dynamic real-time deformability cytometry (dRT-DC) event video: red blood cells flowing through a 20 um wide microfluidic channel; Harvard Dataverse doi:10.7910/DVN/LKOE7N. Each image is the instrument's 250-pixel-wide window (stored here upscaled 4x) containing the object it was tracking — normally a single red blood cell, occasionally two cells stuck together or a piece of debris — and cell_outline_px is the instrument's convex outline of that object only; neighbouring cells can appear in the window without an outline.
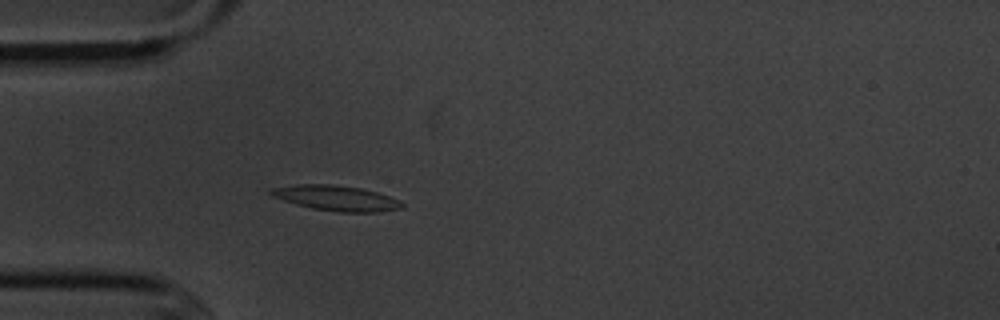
{"species": "common noctule bat (a hibernating species)", "species_latin": "Nyctalus noctula", "temperature_condition": "cold", "stored_images_in_passage": 5, "camera_frame_rate_fps": 3000, "um_per_image_px": 0.085, "animal": {"sex": "male", "body_mass_g": 20.1, "forearm_length_mm": 53.5}, "frame": {"image": 1, "passage_image": 5, "time_ms": 4.667, "image_size_px": [1000, 320], "cell_outline_px": [[404, 208], [376, 212], [340, 212], [312, 208], [296, 204], [272, 196], [268, 192], [272, 188], [296, 184], [332, 184], [360, 188], [376, 192], [400, 200], [404, 204]], "centroid_in_image_um": [28.59, 16.84], "position_along_channel_um": 56.4, "area_um2": 19.19}}